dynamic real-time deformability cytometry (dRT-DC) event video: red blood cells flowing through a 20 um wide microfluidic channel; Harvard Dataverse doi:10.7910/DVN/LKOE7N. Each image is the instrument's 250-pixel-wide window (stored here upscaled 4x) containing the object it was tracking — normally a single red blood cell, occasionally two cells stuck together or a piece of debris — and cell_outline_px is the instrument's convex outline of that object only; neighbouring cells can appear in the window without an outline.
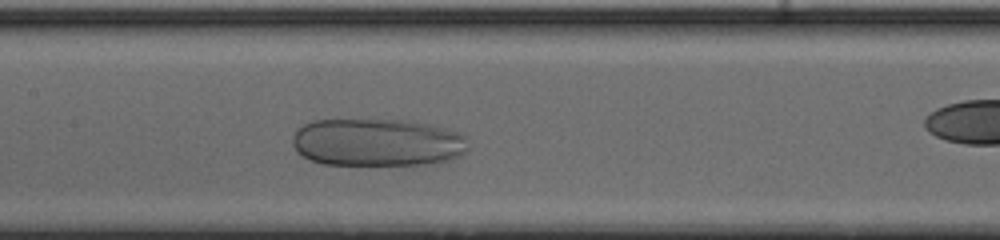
{"species": "human", "species_latin": "Homo sapiens", "temperature_condition": "cold", "stored_images_in_passage": 43, "camera_frame_rate_fps": 3000, "um_per_image_px": 0.085, "donor": {"sex": "male"}, "frame": {"image": 1, "passage_image": 19, "time_ms": 6.0, "image_size_px": [1000, 240], "cell_outline_px": [[468, 148], [460, 156], [448, 160], [432, 164], [324, 164], [300, 156], [296, 152], [292, 144], [292, 136], [304, 124], [312, 120], [408, 120], [428, 124], [460, 132], [464, 136]], "centroid_in_image_um": [32.05, 12.1], "position_along_channel_um": 175.3, "area_um2": 48.9}}
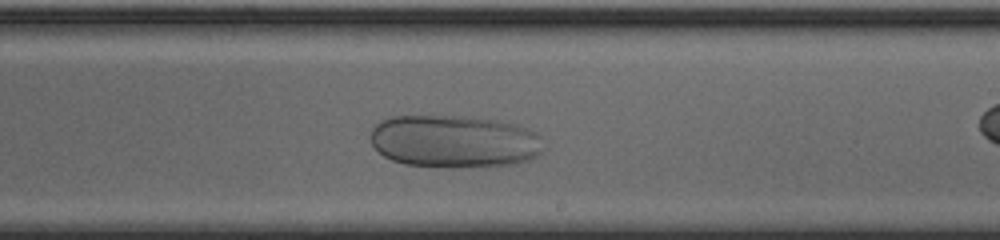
{"frame": {"image": 2, "passage_image": 25, "time_ms": 8.0, "image_size_px": [1000, 240], "cell_outline_px": [[544, 148], [536, 156], [528, 160], [512, 164], [404, 164], [392, 160], [384, 156], [372, 144], [372, 128], [380, 120], [392, 116], [464, 116], [500, 120], [516, 124], [536, 132], [540, 136]], "centroid_in_image_um": [38.62, 11.95], "position_along_channel_um": 250.4, "area_um2": 51.79}}